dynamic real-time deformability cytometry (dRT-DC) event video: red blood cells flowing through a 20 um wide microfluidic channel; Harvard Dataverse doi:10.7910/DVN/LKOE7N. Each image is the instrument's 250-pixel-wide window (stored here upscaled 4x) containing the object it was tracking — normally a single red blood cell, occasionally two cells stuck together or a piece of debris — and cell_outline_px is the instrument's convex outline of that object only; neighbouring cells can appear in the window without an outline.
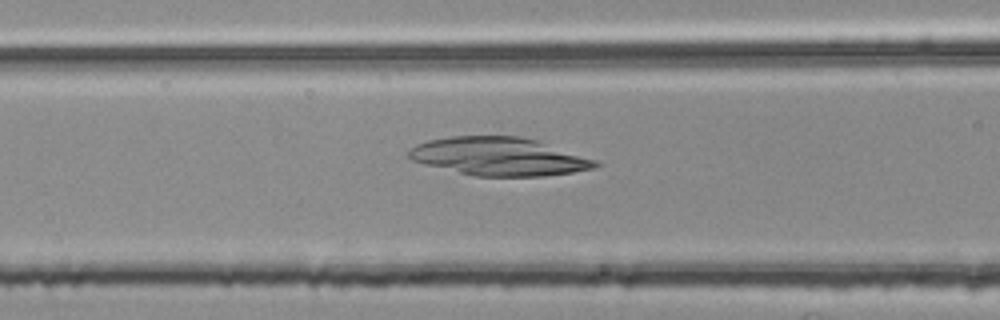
{"species": "common noctule bat (a hibernating species)", "species_latin": "Nyctalus noctula", "temperature_condition": "room temperature", "stored_images_in_passage": 45, "camera_frame_rate_fps": 3000, "um_per_image_px": 0.085, "animal": {"sex": "female", "body_mass_g": 25.1}, "frame": {"image": 1, "passage_image": 13, "time_ms": 4.0, "image_size_px": [1000, 320], "cell_outline_px": [[600, 164], [596, 168], [572, 172], [544, 176], [472, 176], [424, 164], [412, 160], [408, 156], [408, 152], [416, 144], [428, 140], [452, 136], [520, 136], [536, 140], [600, 160]], "centroid_in_image_um": [42.46, 13.3], "position_along_channel_um": 124.1, "area_um2": 41.67}}
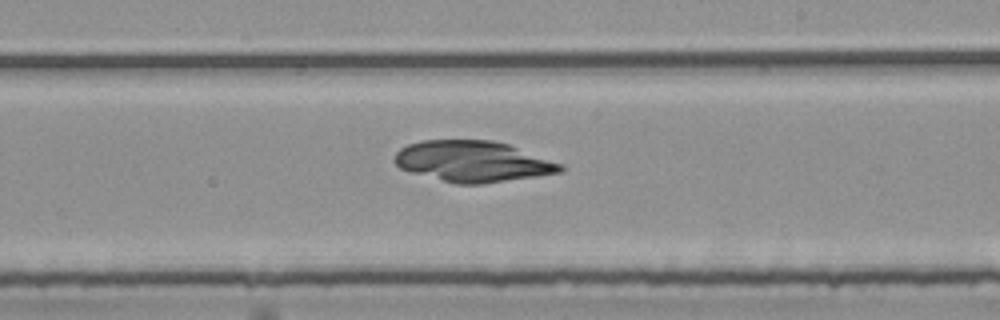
{"frame": {"image": 2, "passage_image": 23, "time_ms": 7.333, "image_size_px": [1000, 320], "cell_outline_px": [[564, 172], [480, 184], [456, 184], [412, 172], [400, 168], [392, 160], [396, 152], [400, 148], [408, 144], [420, 140], [492, 140], [508, 144], [564, 164]], "centroid_in_image_um": [40.19, 13.71], "position_along_channel_um": 248.8, "area_um2": 39.59}}
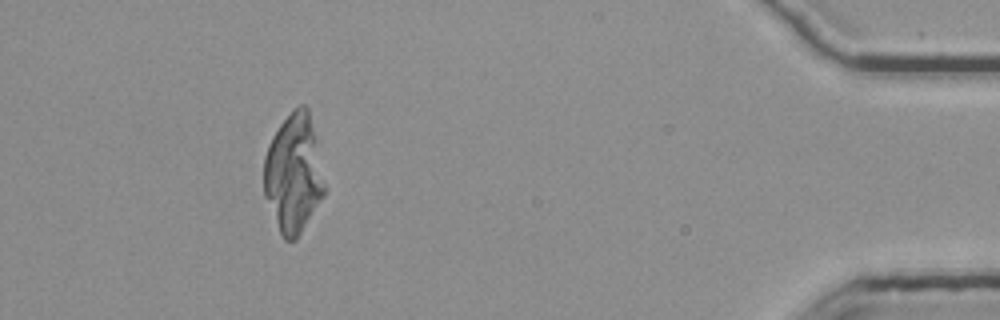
{"frame": {"image": 3, "passage_image": 41, "time_ms": 13.333, "image_size_px": [1000, 320], "cell_outline_px": [[324, 196], [296, 240], [284, 240], [280, 232], [264, 196], [264, 156], [268, 144], [272, 136], [280, 124], [292, 108], [300, 104], [304, 104], [308, 108], [324, 184]], "centroid_in_image_um": [24.91, 14.75], "position_along_channel_um": 410.3, "area_um2": 41.44}}